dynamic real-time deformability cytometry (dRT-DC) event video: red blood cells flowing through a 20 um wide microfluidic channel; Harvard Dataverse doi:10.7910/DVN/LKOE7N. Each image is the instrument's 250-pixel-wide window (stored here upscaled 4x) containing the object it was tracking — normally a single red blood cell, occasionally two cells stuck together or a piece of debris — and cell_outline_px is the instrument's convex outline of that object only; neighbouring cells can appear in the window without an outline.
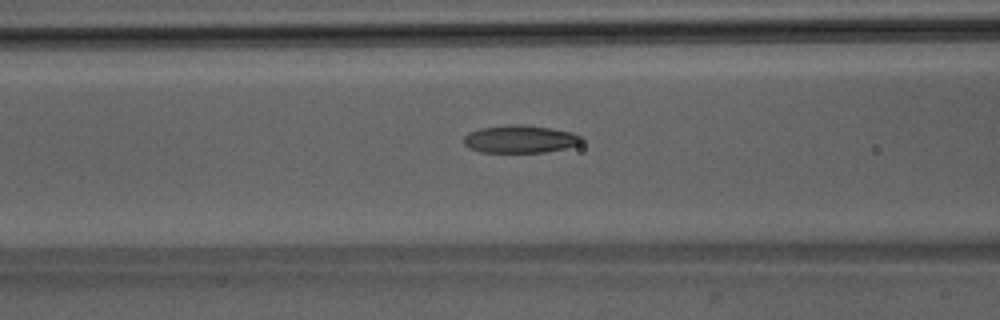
{"species": "Egyptian fruit bat (a non-hibernating species)", "species_latin": "Rousettus aegyptiacus", "temperature_condition": "room temperature", "stored_images_in_passage": 43, "camera_frame_rate_fps": 3000, "um_per_image_px": 0.085, "animal": {"sex": "male"}, "frame": {"image": 1, "passage_image": 13, "time_ms": 4.0, "image_size_px": [1000, 320], "cell_outline_px": [[584, 140], [580, 144], [564, 148], [544, 152], [480, 152], [468, 148], [464, 144], [464, 136], [468, 132], [480, 128], [516, 124], [524, 124], [552, 128], [572, 132], [584, 136]], "centroid_in_image_um": [44.23, 11.82], "position_along_channel_um": 122.4, "area_um2": 19.19}}
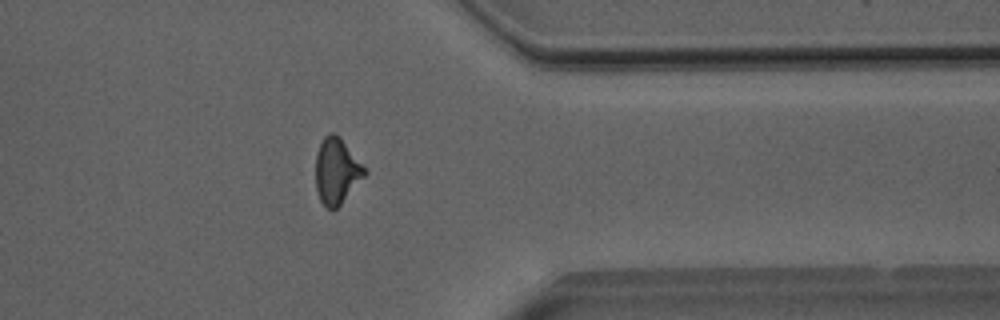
{"frame": {"image": 2, "passage_image": 33, "time_ms": 10.667, "image_size_px": [1000, 320], "cell_outline_px": [[368, 172], [340, 204], [336, 208], [328, 208], [320, 200], [316, 188], [316, 152], [324, 136], [332, 132], [336, 132], [340, 136]], "centroid_in_image_um": [28.6, 14.5], "position_along_channel_um": 382.8, "area_um2": 18.5}}
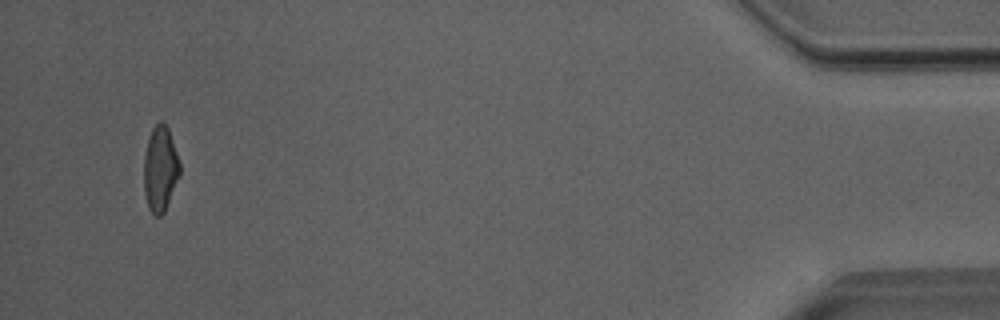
{"frame": {"image": 3, "passage_image": 41, "time_ms": 13.333, "image_size_px": [1000, 320], "cell_outline_px": [[180, 176], [164, 212], [160, 216], [156, 216], [148, 208], [144, 192], [144, 156], [148, 136], [152, 128], [160, 120], [168, 128], [180, 160]], "centroid_in_image_um": [13.62, 14.34], "position_along_channel_um": 421.6, "area_um2": 18.03}, "authors_computed_cell_mechanics": {"area_um2": 18.6694, "velocity_mm_per_s": 4.0536, "shape_relaxation_time_tau1_ms": 5.8522, "shape_relaxation_time_tau2_ms": 2.1352, "deformation_change_tau1": 0.1994, "deformation_change_tau2": 0.1066}}